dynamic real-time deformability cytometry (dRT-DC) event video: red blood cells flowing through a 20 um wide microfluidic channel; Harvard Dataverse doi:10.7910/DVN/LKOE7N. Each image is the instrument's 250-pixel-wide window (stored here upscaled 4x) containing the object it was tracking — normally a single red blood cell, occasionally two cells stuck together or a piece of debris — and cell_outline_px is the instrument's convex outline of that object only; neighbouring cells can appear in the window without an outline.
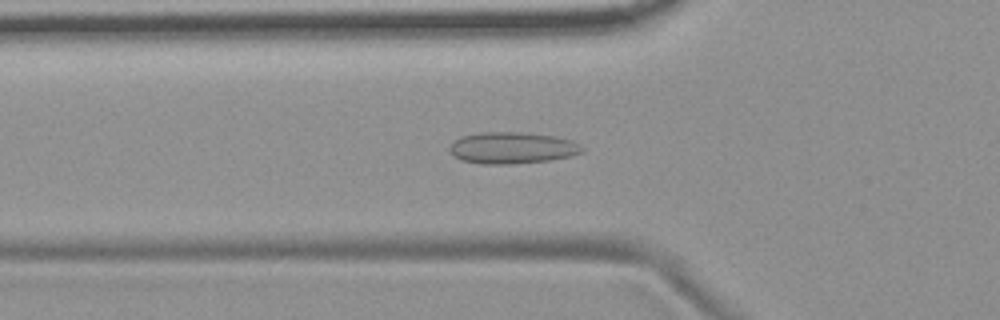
{"species": "common noctule bat (a hibernating species)", "species_latin": "Nyctalus noctula", "temperature_condition": "room temperature", "stored_images_in_passage": 51, "camera_frame_rate_fps": 3000, "um_per_image_px": 0.085, "animal": {"sex": "female", "body_mass_g": 19.9}, "frame": {"image": 1, "passage_image": 14, "time_ms": 4.333, "image_size_px": [1000, 320], "cell_outline_px": [[584, 152], [572, 156], [548, 160], [512, 164], [480, 164], [460, 160], [448, 148], [456, 140], [464, 136], [480, 132], [520, 132], [556, 136], [572, 140], [580, 144], [584, 148]], "centroid_in_image_um": [43.59, 12.57], "position_along_channel_um": 82.2, "area_um2": 24.39}}
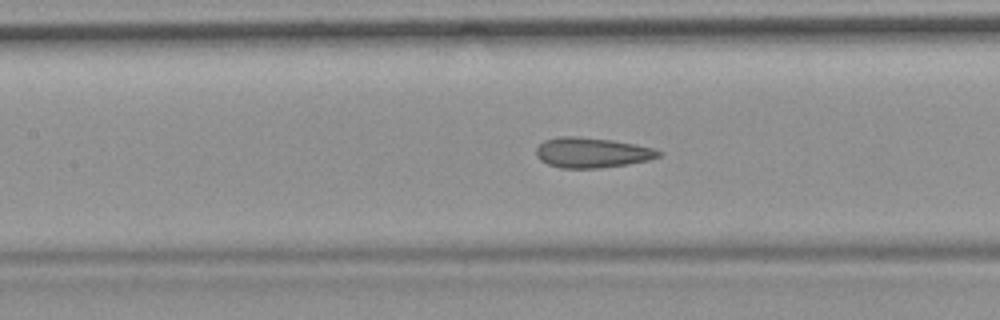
{"frame": {"image": 2, "passage_image": 20, "time_ms": 6.333, "image_size_px": [1000, 320], "cell_outline_px": [[664, 152], [660, 156], [648, 160], [628, 164], [600, 168], [560, 168], [548, 164], [540, 160], [536, 156], [536, 148], [544, 140], [560, 136], [576, 136], [612, 140], [652, 148]], "centroid_in_image_um": [50.29, 12.97], "position_along_channel_um": 157.1, "area_um2": 21.5}}
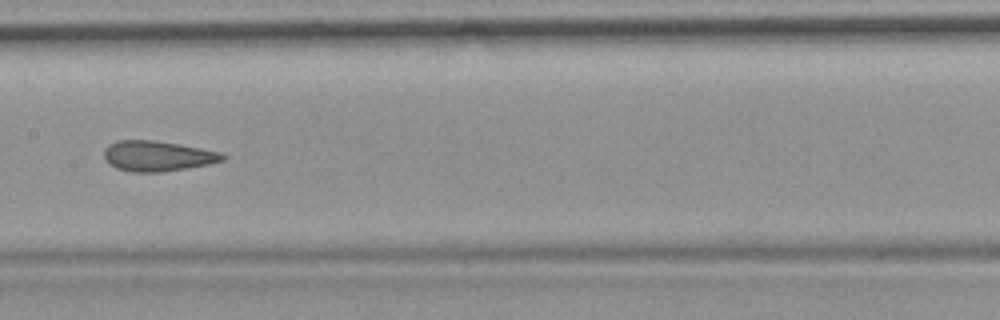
{"frame": {"image": 3, "passage_image": 23, "time_ms": 7.333, "image_size_px": [1000, 320], "cell_outline_px": [[228, 156], [224, 160], [208, 164], [188, 168], [160, 172], [132, 172], [116, 168], [108, 164], [104, 160], [104, 148], [108, 144], [116, 140], [152, 140], [180, 144], [224, 152]], "centroid_in_image_um": [13.39, 13.26], "position_along_channel_um": 194.0, "area_um2": 21.33}, "authors_computed_cell_mechanics": {"area_um2": 21.964, "velocity_mm_per_s": 3.7056, "shape_relaxation_time_tau1_ms": null, "shape_relaxation_time_tau2_ms": 1.6099, "deformation_change_tau1": null, "deformation_change_tau2": 0.074}}